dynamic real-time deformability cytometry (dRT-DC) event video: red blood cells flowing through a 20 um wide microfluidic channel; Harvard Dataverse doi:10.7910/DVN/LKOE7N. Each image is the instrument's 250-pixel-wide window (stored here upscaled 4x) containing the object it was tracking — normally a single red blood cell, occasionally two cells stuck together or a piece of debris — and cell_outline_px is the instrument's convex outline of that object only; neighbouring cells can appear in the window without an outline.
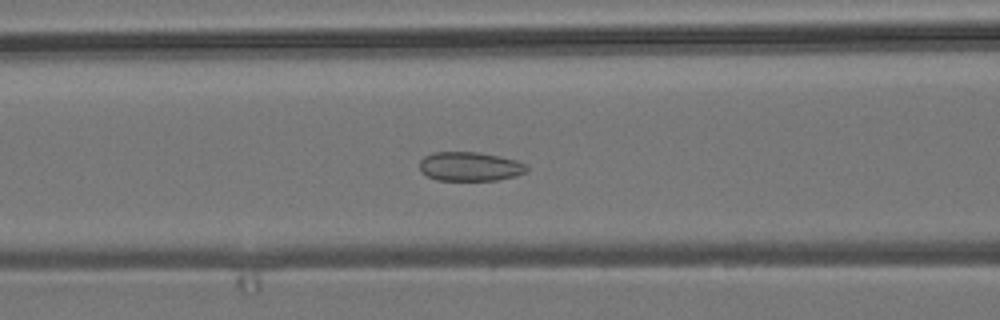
{"species": "common noctule bat (a hibernating species)", "species_latin": "Nyctalus noctula", "temperature_condition": "room temperature", "stored_images_in_passage": 54, "camera_frame_rate_fps": 3000, "um_per_image_px": 0.085, "animal": {"sex": "male", "body_mass_g": 19.2, "forearm_length_mm": 51.8}, "frame": {"image": 1, "passage_image": 22, "time_ms": 7.0, "image_size_px": [1000, 320], "cell_outline_px": [[528, 172], [516, 176], [496, 180], [436, 180], [420, 172], [420, 160], [424, 156], [432, 152], [476, 152], [516, 160], [524, 164], [528, 168]], "centroid_in_image_um": [39.92, 14.16], "position_along_channel_um": 126.7, "area_um2": 18.15}}
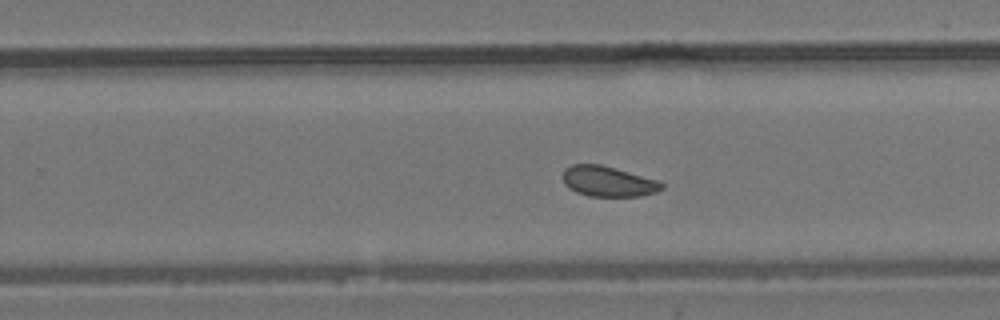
{"frame": {"image": 2, "passage_image": 34, "time_ms": 11.0, "image_size_px": [1000, 320], "cell_outline_px": [[664, 188], [656, 192], [640, 196], [588, 196], [576, 192], [568, 188], [564, 184], [564, 168], [572, 164], [600, 164], [656, 180], [664, 184]], "centroid_in_image_um": [51.66, 15.42], "position_along_channel_um": 278.1, "area_um2": 17.34}}
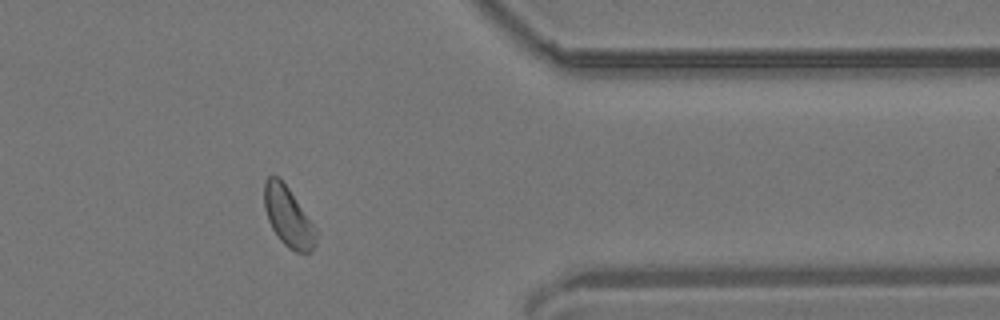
{"frame": {"image": 3, "passage_image": 44, "time_ms": 14.333, "image_size_px": [1000, 320], "cell_outline_px": [[316, 244], [308, 252], [296, 252], [288, 248], [280, 240], [272, 228], [268, 220], [264, 208], [264, 180], [268, 176], [276, 176], [288, 188], [316, 228]], "centroid_in_image_um": [24.47, 18.43], "position_along_channel_um": 386.9, "area_um2": 17.74}, "authors_computed_cell_mechanics": {"area_um2": 18.7272, "velocity_mm_per_s": 3.7974, "shape_relaxation_time_tau1_ms": null, "shape_relaxation_time_tau2_ms": 2.583, "deformation_change_tau1": null, "deformation_change_tau2": 0.0729}}